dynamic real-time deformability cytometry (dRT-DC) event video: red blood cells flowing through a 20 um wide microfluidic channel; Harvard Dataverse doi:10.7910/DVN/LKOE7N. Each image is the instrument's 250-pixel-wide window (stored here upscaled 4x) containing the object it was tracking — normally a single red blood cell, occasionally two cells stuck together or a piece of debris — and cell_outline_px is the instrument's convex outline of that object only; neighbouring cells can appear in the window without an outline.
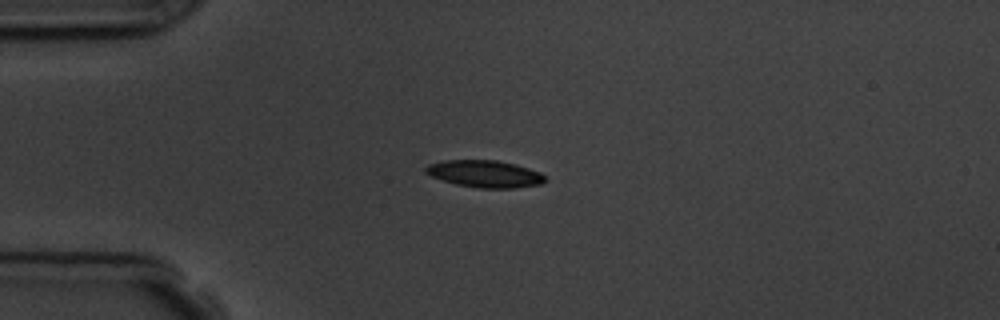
{"species": "common noctule bat (a hibernating species)", "species_latin": "Nyctalus noctula", "temperature_condition": "room temperature", "stored_images_in_passage": 5, "camera_frame_rate_fps": 3000, "um_per_image_px": 0.085, "animal": {"sex": "male", "body_mass_g": 19.5, "forearm_length_mm": 54.6}, "frame": {"image": 1, "passage_image": 3, "time_ms": 2.333, "image_size_px": [1000, 320], "cell_outline_px": [[544, 180], [540, 184], [516, 188], [476, 188], [456, 184], [432, 176], [424, 172], [424, 168], [428, 164], [444, 160], [496, 160], [516, 164], [540, 172], [544, 176]], "centroid_in_image_um": [41.19, 14.77], "position_along_channel_um": 43.8, "area_um2": 18.79}}